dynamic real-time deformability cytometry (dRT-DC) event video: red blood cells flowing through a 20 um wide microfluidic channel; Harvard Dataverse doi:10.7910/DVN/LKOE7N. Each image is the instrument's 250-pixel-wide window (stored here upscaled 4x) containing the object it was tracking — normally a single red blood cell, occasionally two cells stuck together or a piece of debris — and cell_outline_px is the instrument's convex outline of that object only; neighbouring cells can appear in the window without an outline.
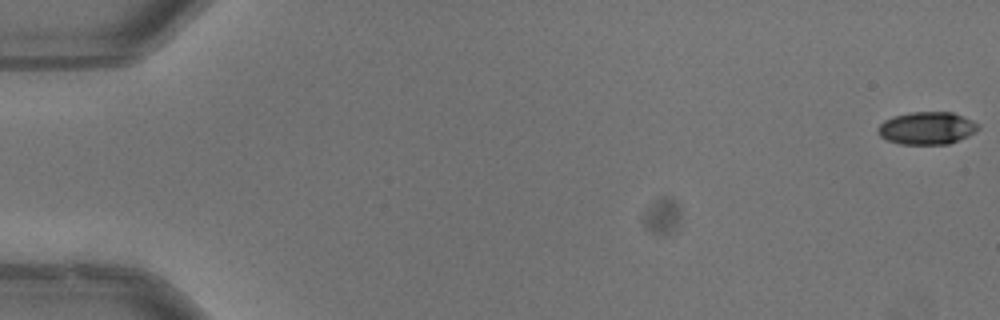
{"species": "common noctule bat (a hibernating species)", "species_latin": "Nyctalus noctula", "temperature_condition": "warm", "stored_images_in_passage": 53, "camera_frame_rate_fps": 3000, "um_per_image_px": 0.085, "animal": {"sex": "male", "body_mass_g": 13.3}, "frame": {"image": 1, "passage_image": 1, "time_ms": 0.0, "image_size_px": [1000, 320], "cell_outline_px": [[980, 128], [968, 136], [948, 144], [900, 144], [888, 140], [880, 136], [876, 132], [876, 128], [884, 120], [892, 116], [908, 112], [952, 112], [972, 120], [980, 124]], "centroid_in_image_um": [78.76, 10.88], "position_along_channel_um": 6.2, "area_um2": 19.19}}
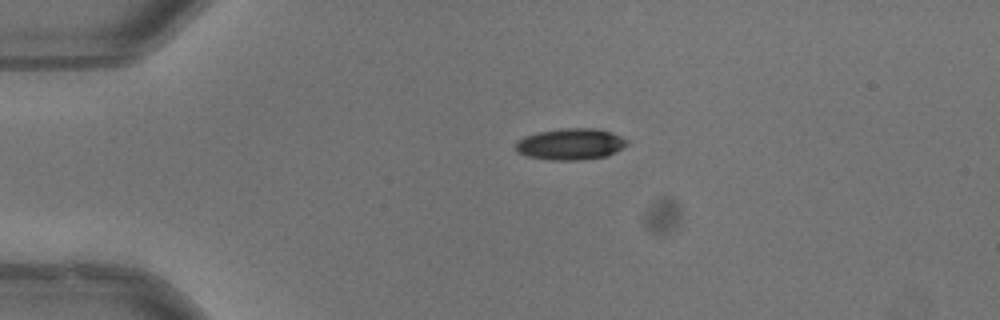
{"frame": {"image": 2, "passage_image": 13, "time_ms": 4.0, "image_size_px": [1000, 320], "cell_outline_px": [[628, 144], [604, 156], [580, 160], [552, 160], [528, 156], [516, 152], [516, 140], [524, 136], [540, 132], [560, 128], [596, 128], [612, 132], [628, 140]], "centroid_in_image_um": [48.46, 12.23], "position_along_channel_um": 36.5, "area_um2": 20.23}, "authors_computed_cell_mechanics": {"area_um2": 21.2704, "velocity_mm_per_s": 3.9923, "shape_relaxation_time_tau1_ms": 4.5093, "shape_relaxation_time_tau2_ms": 7.8626, "deformation_change_tau1": 0.1597, "deformation_change_tau2": 0.1343}}